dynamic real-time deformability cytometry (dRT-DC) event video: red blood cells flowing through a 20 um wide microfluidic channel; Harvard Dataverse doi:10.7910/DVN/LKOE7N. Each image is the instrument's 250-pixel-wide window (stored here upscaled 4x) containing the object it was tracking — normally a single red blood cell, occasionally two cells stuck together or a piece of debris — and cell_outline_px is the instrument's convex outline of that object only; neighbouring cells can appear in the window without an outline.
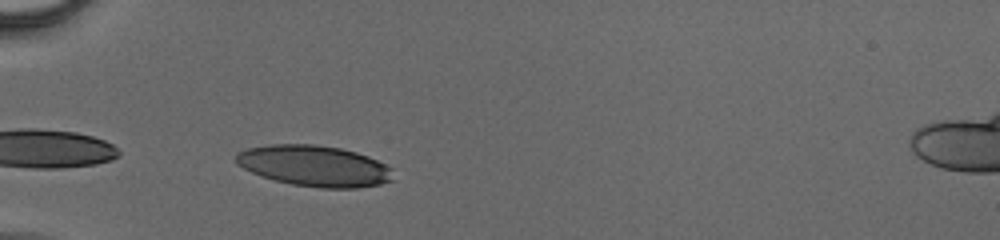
{"species": "human", "species_latin": "Homo sapiens", "temperature_condition": "cold", "stored_images_in_passage": 39, "camera_frame_rate_fps": 3000, "um_per_image_px": 0.085, "donor": {"sex": "male"}, "frame": {"image": 1, "passage_image": 2, "time_ms": 0.333, "image_size_px": [1000, 240], "cell_outline_px": [[392, 180], [380, 184], [360, 188], [320, 188], [292, 184], [276, 180], [252, 172], [236, 164], [236, 152], [248, 148], [268, 144], [312, 144], [340, 148], [356, 152], [368, 156], [392, 168]], "centroid_in_image_um": [26.72, 14.1], "position_along_channel_um": 58.3, "area_um2": 37.4}}
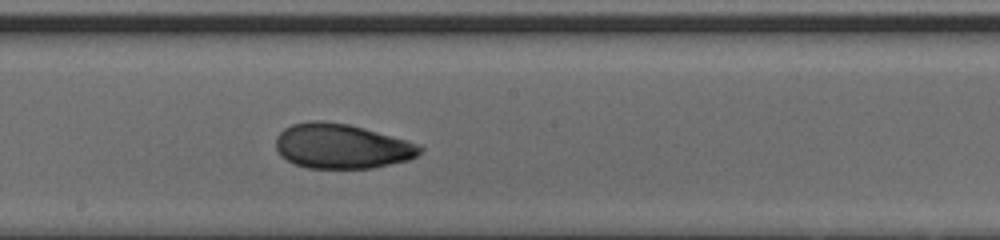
{"frame": {"image": 2, "passage_image": 16, "time_ms": 5.0, "image_size_px": [1000, 240], "cell_outline_px": [[424, 148], [416, 156], [408, 160], [372, 168], [308, 168], [296, 164], [280, 156], [276, 148], [276, 136], [284, 128], [292, 124], [312, 120], [320, 120], [348, 124], [364, 128], [408, 140], [420, 144]], "centroid_in_image_um": [29.04, 12.42], "position_along_channel_um": 219.2, "area_um2": 37.69}}
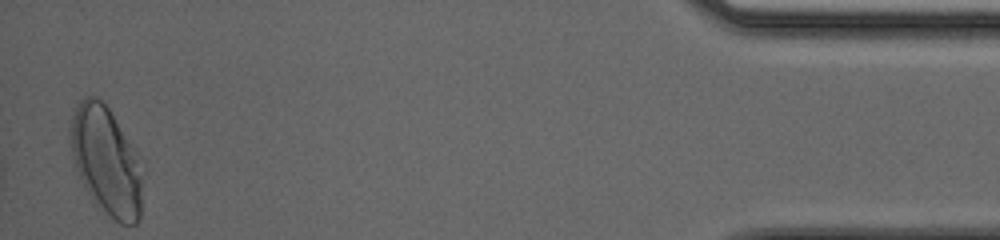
{"frame": {"image": 3, "passage_image": 38, "time_ms": 12.333, "image_size_px": [1000, 240], "cell_outline_px": [[140, 220], [136, 224], [120, 224], [96, 204], [88, 192], [76, 168], [72, 156], [68, 128], [72, 116], [80, 100], [84, 96], [96, 96], [108, 108], [132, 148], [140, 180]], "centroid_in_image_um": [8.95, 13.66], "position_along_channel_um": 426.3, "area_um2": 43.81}}